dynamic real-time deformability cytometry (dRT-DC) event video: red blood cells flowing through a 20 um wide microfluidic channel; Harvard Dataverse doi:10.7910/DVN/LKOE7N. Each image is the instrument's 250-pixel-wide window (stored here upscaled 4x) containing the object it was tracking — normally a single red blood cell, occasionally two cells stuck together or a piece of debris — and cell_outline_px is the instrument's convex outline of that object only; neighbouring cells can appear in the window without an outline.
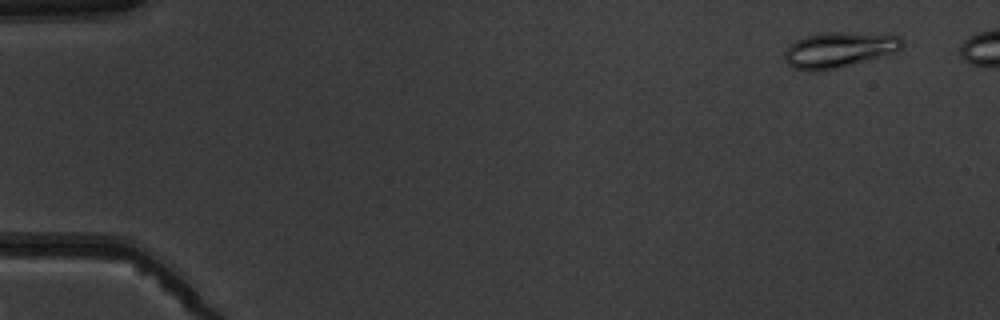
{"species": "common noctule bat (a hibernating species)", "species_latin": "Nyctalus noctula", "temperature_condition": "warm", "stored_images_in_passage": 7, "camera_frame_rate_fps": 3000, "um_per_image_px": 0.085, "animal": {"sex": "male", "body_mass_g": 19.5, "forearm_length_mm": 54.6}, "frame": {"image": 1, "passage_image": 2, "time_ms": 1.0, "image_size_px": [1000, 320], "cell_outline_px": [[904, 44], [896, 52], [836, 68], [816, 72], [796, 68], [788, 64], [784, 60], [784, 52], [796, 40], [804, 36], [824, 32], [848, 32], [900, 36], [904, 40]], "centroid_in_image_um": [71.3, 4.22], "position_along_channel_um": 13.7, "area_um2": 24.1}}
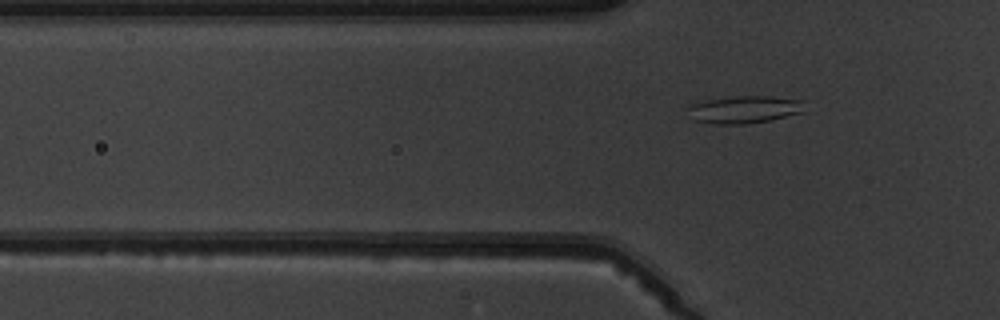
{"frame": {"image": 2, "passage_image": 7, "time_ms": 8.0, "image_size_px": [1000, 320], "cell_outline_px": [[804, 112], [768, 120], [744, 124], [712, 124], [692, 120], [684, 108], [688, 104], [704, 100], [736, 96], [772, 96], [804, 100]], "centroid_in_image_um": [63.19, 9.3], "position_along_channel_um": 62.6, "area_um2": 19.07}}